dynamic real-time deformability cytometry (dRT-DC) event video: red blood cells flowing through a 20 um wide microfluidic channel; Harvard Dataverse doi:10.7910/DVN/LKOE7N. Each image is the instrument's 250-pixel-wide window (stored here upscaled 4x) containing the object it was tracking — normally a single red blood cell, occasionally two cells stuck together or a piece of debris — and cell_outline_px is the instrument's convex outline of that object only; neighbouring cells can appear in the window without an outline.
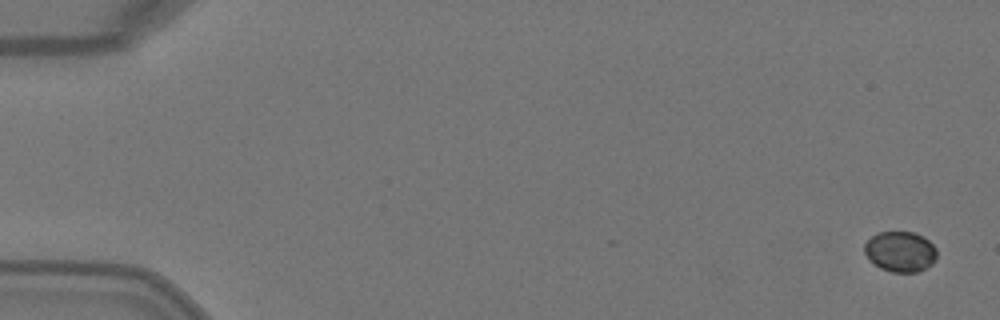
{"species": "Egyptian fruit bat (a non-hibernating species)", "species_latin": "Rousettus aegyptiacus", "temperature_condition": "warm", "stored_images_in_passage": 6, "camera_frame_rate_fps": 3000, "um_per_image_px": 0.085, "animal": {"sex": "female"}, "frame": {"image": 1, "passage_image": 1, "time_ms": 0.0, "image_size_px": [1000, 320], "cell_outline_px": [[936, 260], [932, 264], [916, 272], [892, 272], [880, 268], [864, 252], [864, 244], [872, 236], [880, 232], [912, 232], [924, 236], [936, 248]], "centroid_in_image_um": [76.55, 21.38], "position_along_channel_um": 8.5, "area_um2": 16.88}}
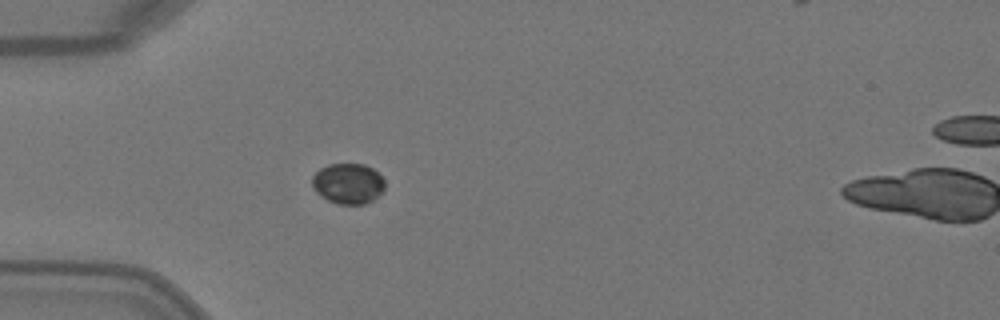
{"frame": {"image": 2, "passage_image": 5, "time_ms": 1.333, "image_size_px": [1000, 320], "cell_outline_px": [[384, 188], [372, 200], [364, 204], [336, 204], [320, 196], [312, 188], [312, 176], [320, 168], [328, 164], [364, 164], [372, 168], [384, 180]], "centroid_in_image_um": [29.54, 15.6], "position_along_channel_um": 55.5, "area_um2": 17.11}}